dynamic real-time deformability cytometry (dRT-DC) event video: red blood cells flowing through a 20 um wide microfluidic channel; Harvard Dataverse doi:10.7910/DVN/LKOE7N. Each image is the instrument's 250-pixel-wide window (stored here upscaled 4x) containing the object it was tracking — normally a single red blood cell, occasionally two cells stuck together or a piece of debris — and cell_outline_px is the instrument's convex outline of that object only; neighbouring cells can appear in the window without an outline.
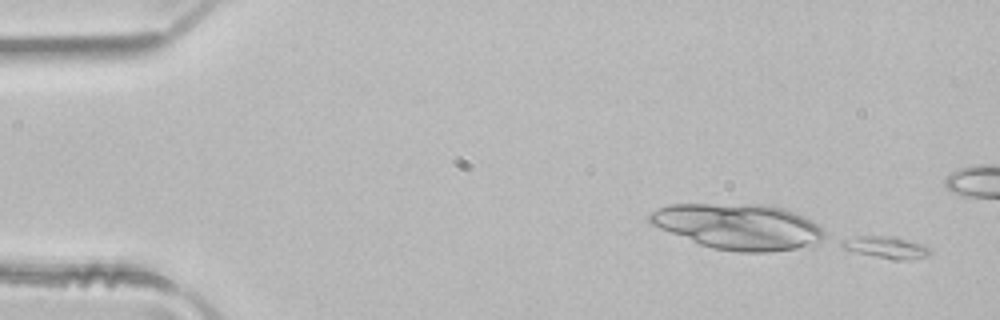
{"species": "common noctule bat (a hibernating species)", "species_latin": "Nyctalus noctula", "temperature_condition": "room temperature", "stored_images_in_passage": 5, "segment_of_instrument_passage": [1, 2], "camera_frame_rate_fps": 3000, "um_per_image_px": 0.085, "animal": {"sex": "male", "body_mass_g": 21.5, "forearm_length_mm": 52.0}, "frame": {"image": 1, "passage_image": 1, "time_ms": 0.0, "image_size_px": [1000, 320], "cell_outline_px": [[932, 252], [928, 256], [904, 260], [892, 260], [840, 248], [840, 244], [844, 240], [856, 236], [896, 236], [932, 248]], "centroid_in_image_um": [75.36, 21.02], "position_along_channel_um": 9.6, "area_um2": 11.27}}